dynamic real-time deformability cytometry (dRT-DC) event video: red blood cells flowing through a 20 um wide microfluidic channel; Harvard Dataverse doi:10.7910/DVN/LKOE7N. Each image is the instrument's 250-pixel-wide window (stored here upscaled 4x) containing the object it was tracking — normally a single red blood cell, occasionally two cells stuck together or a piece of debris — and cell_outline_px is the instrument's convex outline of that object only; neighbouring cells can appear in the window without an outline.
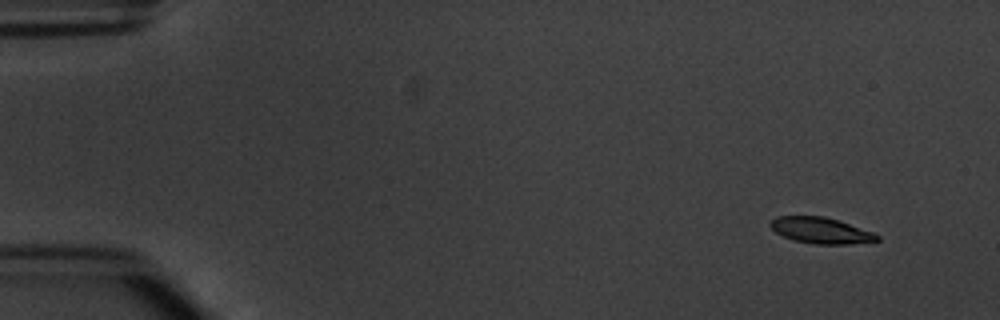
{"species": "common noctule bat (a hibernating species)", "species_latin": "Nyctalus noctula", "temperature_condition": "warm", "stored_images_in_passage": 4, "camera_frame_rate_fps": 3000, "um_per_image_px": 0.085, "animal": {"sex": "male", "body_mass_g": 20.1, "forearm_length_mm": 53.5}, "frame": {"image": 1, "passage_image": 1, "time_ms": 0.0, "image_size_px": [1000, 320], "cell_outline_px": [[880, 240], [848, 244], [812, 244], [792, 240], [776, 232], [768, 224], [776, 216], [824, 216], [872, 232], [880, 236]], "centroid_in_image_um": [69.73, 19.59], "position_along_channel_um": 15.3, "area_um2": 16.01}}
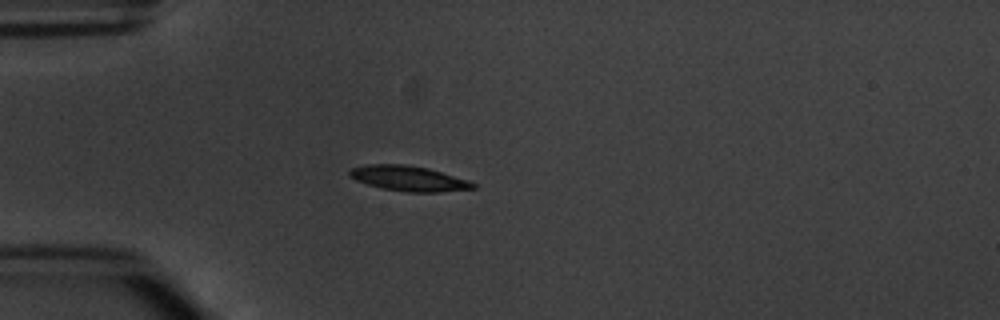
{"frame": {"image": 2, "passage_image": 4, "time_ms": 3.667, "image_size_px": [1000, 320], "cell_outline_px": [[476, 188], [440, 192], [408, 192], [384, 188], [368, 184], [356, 180], [348, 176], [348, 172], [352, 168], [364, 164], [404, 164], [428, 168], [468, 180], [476, 184]], "centroid_in_image_um": [34.73, 15.16], "position_along_channel_um": 50.3, "area_um2": 18.03}}